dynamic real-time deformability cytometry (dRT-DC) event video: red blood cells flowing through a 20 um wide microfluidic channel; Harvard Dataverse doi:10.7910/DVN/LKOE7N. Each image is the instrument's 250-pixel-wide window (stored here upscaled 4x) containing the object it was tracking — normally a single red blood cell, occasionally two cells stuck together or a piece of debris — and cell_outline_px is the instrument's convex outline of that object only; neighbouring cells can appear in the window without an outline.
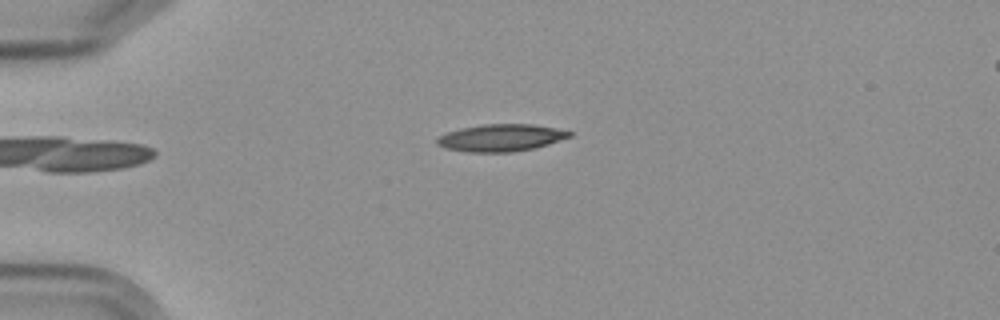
{"species": "Egyptian fruit bat (a non-hibernating species)", "species_latin": "Rousettus aegyptiacus", "temperature_condition": "cold", "stored_images_in_passage": 3, "camera_frame_rate_fps": 3000, "um_per_image_px": 0.085, "frame": {"image": 1, "passage_image": 1, "time_ms": 0.0, "image_size_px": [1000, 320], "cell_outline_px": [[572, 136], [536, 148], [512, 152], [468, 152], [444, 148], [436, 144], [436, 140], [440, 136], [448, 132], [460, 128], [484, 124], [532, 124], [556, 128], [572, 132]], "centroid_in_image_um": [42.58, 11.71], "position_along_channel_um": 42.4, "area_um2": 20.98}}
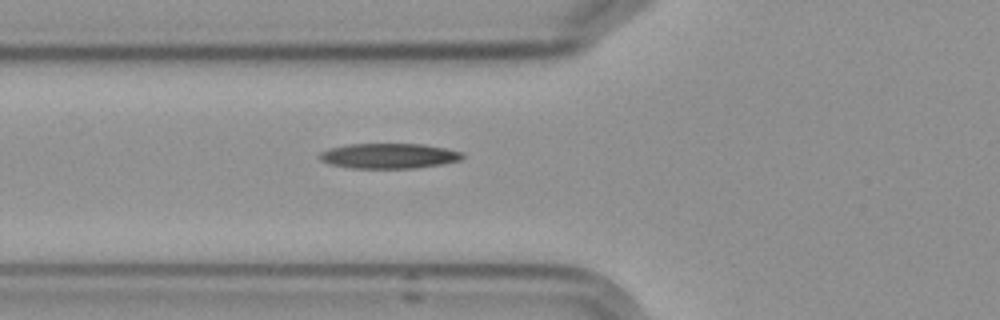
{"frame": {"image": 2, "passage_image": 3, "time_ms": 2.333, "image_size_px": [1000, 320], "cell_outline_px": [[464, 156], [460, 160], [440, 164], [416, 168], [352, 168], [328, 164], [320, 160], [316, 156], [320, 152], [328, 148], [348, 144], [424, 144], [444, 148], [460, 152]], "centroid_in_image_um": [32.97, 13.25], "position_along_channel_um": 92.8, "area_um2": 20.98}}